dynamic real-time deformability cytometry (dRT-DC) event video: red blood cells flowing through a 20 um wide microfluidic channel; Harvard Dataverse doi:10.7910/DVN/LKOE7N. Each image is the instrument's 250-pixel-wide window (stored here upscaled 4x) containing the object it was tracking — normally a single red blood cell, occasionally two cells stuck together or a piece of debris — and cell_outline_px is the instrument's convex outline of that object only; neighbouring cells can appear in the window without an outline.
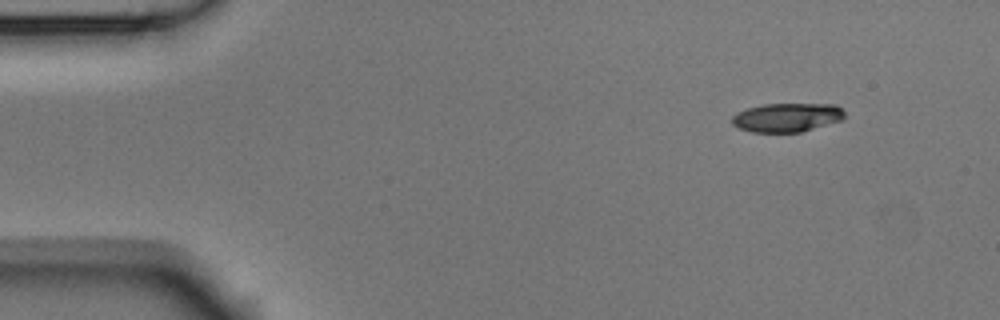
{"species": "Egyptian fruit bat (a non-hibernating species)", "species_latin": "Rousettus aegyptiacus", "temperature_condition": "room temperature", "stored_images_in_passage": 5, "camera_frame_rate_fps": 3000, "um_per_image_px": 0.085, "animal": {"sex": "male"}, "frame": {"image": 1, "passage_image": 1, "time_ms": 0.0, "image_size_px": [1000, 320], "cell_outline_px": [[844, 120], [800, 132], [752, 132], [740, 128], [732, 124], [732, 116], [736, 112], [748, 108], [764, 104], [836, 104], [844, 112]], "centroid_in_image_um": [66.9, 9.98], "position_along_channel_um": 18.1, "area_um2": 18.96}}
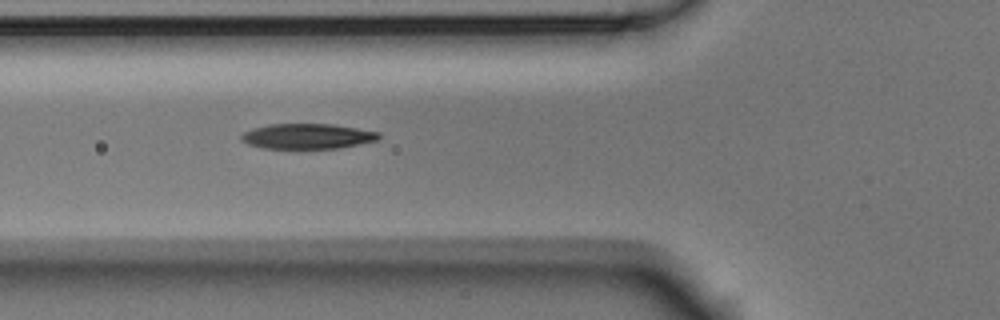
{"frame": {"image": 2, "passage_image": 5, "time_ms": 1.333, "image_size_px": [1000, 320], "cell_outline_px": [[380, 136], [376, 140], [360, 144], [340, 148], [300, 152], [260, 148], [248, 144], [240, 140], [240, 136], [244, 132], [252, 128], [268, 124], [332, 124], [380, 132]], "centroid_in_image_um": [26.06, 11.64], "position_along_channel_um": 99.7, "area_um2": 21.39}}